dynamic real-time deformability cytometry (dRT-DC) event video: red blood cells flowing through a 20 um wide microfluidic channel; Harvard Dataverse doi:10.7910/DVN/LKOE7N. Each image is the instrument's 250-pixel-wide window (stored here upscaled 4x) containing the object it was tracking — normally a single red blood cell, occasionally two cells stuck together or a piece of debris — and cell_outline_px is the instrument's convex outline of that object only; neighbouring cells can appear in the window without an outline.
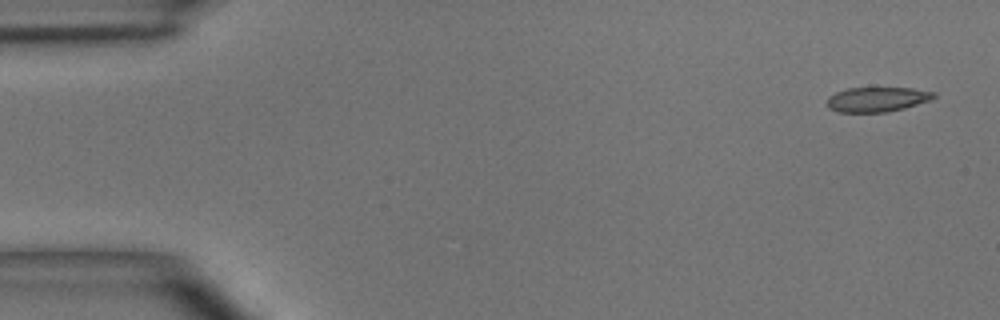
{"species": "common noctule bat (a hibernating species)", "species_latin": "Nyctalus noctula", "temperature_condition": "room temperature", "stored_images_in_passage": 6, "camera_frame_rate_fps": 3000, "um_per_image_px": 0.085, "animal": {"sex": "male", "body_mass_g": 15.6}, "frame": {"image": 1, "passage_image": 1, "time_ms": 0.0, "image_size_px": [1000, 320], "cell_outline_px": [[936, 96], [932, 100], [904, 108], [888, 112], [836, 112], [828, 108], [828, 96], [836, 92], [848, 88], [912, 88], [936, 92]], "centroid_in_image_um": [74.57, 8.45], "position_along_channel_um": 10.4, "area_um2": 15.49}}
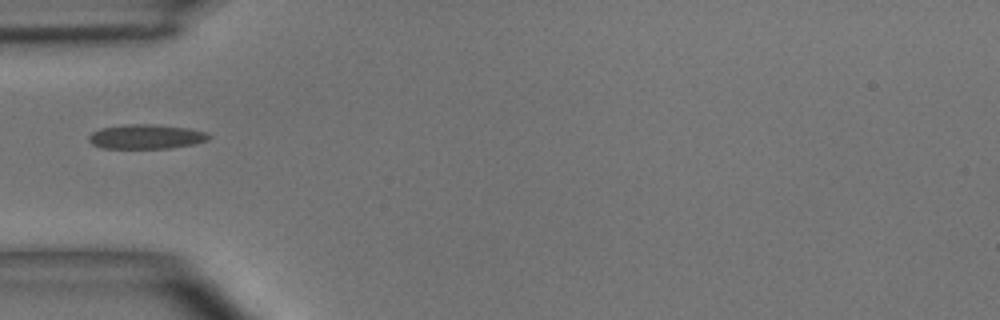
{"frame": {"image": 2, "passage_image": 5, "time_ms": 4.667, "image_size_px": [1000, 320], "cell_outline_px": [[212, 136], [208, 140], [192, 144], [168, 148], [100, 148], [92, 144], [88, 140], [88, 136], [92, 132], [100, 128], [124, 124], [152, 124], [188, 128], [208, 132]], "centroid_in_image_um": [12.4, 11.61], "position_along_channel_um": 72.6, "area_um2": 17.22}}
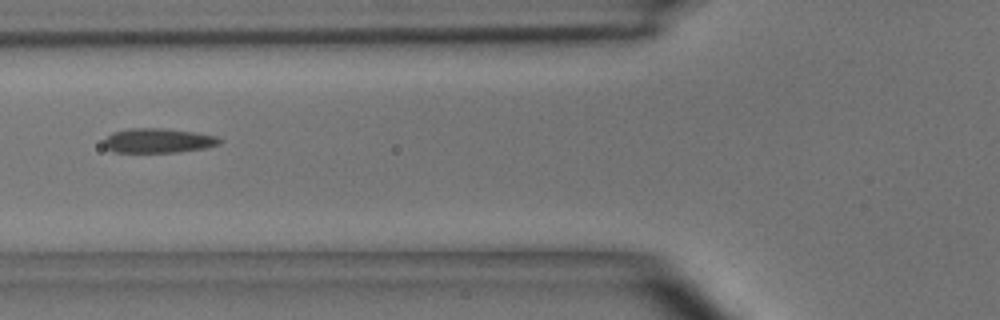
{"frame": {"image": 3, "passage_image": 6, "time_ms": 5.667, "image_size_px": [1000, 320], "cell_outline_px": [[224, 140], [220, 144], [204, 148], [176, 152], [116, 152], [108, 148], [104, 144], [104, 140], [112, 132], [128, 128], [164, 128], [196, 132], [216, 136]], "centroid_in_image_um": [13.48, 11.94], "position_along_channel_um": 112.3, "area_um2": 16.53}}